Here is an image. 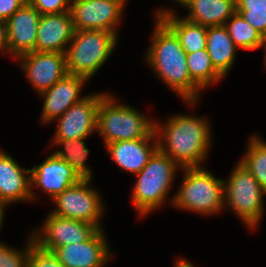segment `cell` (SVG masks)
Instances as JSON below:
<instances>
[{
    "label": "cell",
    "instance_id": "6da1fadb",
    "mask_svg": "<svg viewBox=\"0 0 266 267\" xmlns=\"http://www.w3.org/2000/svg\"><path fill=\"white\" fill-rule=\"evenodd\" d=\"M147 61L158 76L189 104L196 103L201 88L191 79L186 52L177 35L161 20L155 24Z\"/></svg>",
    "mask_w": 266,
    "mask_h": 267
},
{
    "label": "cell",
    "instance_id": "7a4b0ae2",
    "mask_svg": "<svg viewBox=\"0 0 266 267\" xmlns=\"http://www.w3.org/2000/svg\"><path fill=\"white\" fill-rule=\"evenodd\" d=\"M209 130L205 119L191 115L171 117L164 128L155 123L158 149L181 168L200 167L211 142Z\"/></svg>",
    "mask_w": 266,
    "mask_h": 267
},
{
    "label": "cell",
    "instance_id": "3957f363",
    "mask_svg": "<svg viewBox=\"0 0 266 267\" xmlns=\"http://www.w3.org/2000/svg\"><path fill=\"white\" fill-rule=\"evenodd\" d=\"M106 94L100 101L96 131L103 135L104 143L148 138L155 131V122L132 107L118 104Z\"/></svg>",
    "mask_w": 266,
    "mask_h": 267
},
{
    "label": "cell",
    "instance_id": "277c9868",
    "mask_svg": "<svg viewBox=\"0 0 266 267\" xmlns=\"http://www.w3.org/2000/svg\"><path fill=\"white\" fill-rule=\"evenodd\" d=\"M117 42V34L106 30H75L66 50L67 72L89 80L108 60Z\"/></svg>",
    "mask_w": 266,
    "mask_h": 267
},
{
    "label": "cell",
    "instance_id": "5b68a950",
    "mask_svg": "<svg viewBox=\"0 0 266 267\" xmlns=\"http://www.w3.org/2000/svg\"><path fill=\"white\" fill-rule=\"evenodd\" d=\"M185 175L172 204L201 214H216L224 207V180L200 167H185Z\"/></svg>",
    "mask_w": 266,
    "mask_h": 267
},
{
    "label": "cell",
    "instance_id": "8992f818",
    "mask_svg": "<svg viewBox=\"0 0 266 267\" xmlns=\"http://www.w3.org/2000/svg\"><path fill=\"white\" fill-rule=\"evenodd\" d=\"M178 167L177 163L157 149L141 172L136 174L138 180L132 201L141 215L162 205Z\"/></svg>",
    "mask_w": 266,
    "mask_h": 267
},
{
    "label": "cell",
    "instance_id": "52a82bcc",
    "mask_svg": "<svg viewBox=\"0 0 266 267\" xmlns=\"http://www.w3.org/2000/svg\"><path fill=\"white\" fill-rule=\"evenodd\" d=\"M227 181L224 205H229L244 224L255 228L263 214L262 196L266 191L240 162Z\"/></svg>",
    "mask_w": 266,
    "mask_h": 267
},
{
    "label": "cell",
    "instance_id": "ba28073f",
    "mask_svg": "<svg viewBox=\"0 0 266 267\" xmlns=\"http://www.w3.org/2000/svg\"><path fill=\"white\" fill-rule=\"evenodd\" d=\"M91 179H80L66 188L53 200L57 204L52 214L74 220H80L102 229L99 224L103 207L98 192L89 187Z\"/></svg>",
    "mask_w": 266,
    "mask_h": 267
},
{
    "label": "cell",
    "instance_id": "9c48e42d",
    "mask_svg": "<svg viewBox=\"0 0 266 267\" xmlns=\"http://www.w3.org/2000/svg\"><path fill=\"white\" fill-rule=\"evenodd\" d=\"M75 30H106L116 34L124 3L117 0H71Z\"/></svg>",
    "mask_w": 266,
    "mask_h": 267
},
{
    "label": "cell",
    "instance_id": "30bf717a",
    "mask_svg": "<svg viewBox=\"0 0 266 267\" xmlns=\"http://www.w3.org/2000/svg\"><path fill=\"white\" fill-rule=\"evenodd\" d=\"M44 230V231H43ZM99 229L90 223L48 215L42 233L31 236L41 248L53 251L68 244H77L89 240Z\"/></svg>",
    "mask_w": 266,
    "mask_h": 267
},
{
    "label": "cell",
    "instance_id": "8fae6325",
    "mask_svg": "<svg viewBox=\"0 0 266 267\" xmlns=\"http://www.w3.org/2000/svg\"><path fill=\"white\" fill-rule=\"evenodd\" d=\"M106 94H92L72 105L61 117L54 140L87 138L97 127V113Z\"/></svg>",
    "mask_w": 266,
    "mask_h": 267
},
{
    "label": "cell",
    "instance_id": "7c38bea8",
    "mask_svg": "<svg viewBox=\"0 0 266 267\" xmlns=\"http://www.w3.org/2000/svg\"><path fill=\"white\" fill-rule=\"evenodd\" d=\"M17 58L22 61L21 65L28 80L39 93L68 74L65 53L33 51Z\"/></svg>",
    "mask_w": 266,
    "mask_h": 267
},
{
    "label": "cell",
    "instance_id": "4fadbf2b",
    "mask_svg": "<svg viewBox=\"0 0 266 267\" xmlns=\"http://www.w3.org/2000/svg\"><path fill=\"white\" fill-rule=\"evenodd\" d=\"M41 13L29 2L19 8L7 21L8 52L16 58L35 51Z\"/></svg>",
    "mask_w": 266,
    "mask_h": 267
},
{
    "label": "cell",
    "instance_id": "5bb4252c",
    "mask_svg": "<svg viewBox=\"0 0 266 267\" xmlns=\"http://www.w3.org/2000/svg\"><path fill=\"white\" fill-rule=\"evenodd\" d=\"M108 248L99 229L89 240L58 247L53 253L64 267H103L110 257Z\"/></svg>",
    "mask_w": 266,
    "mask_h": 267
},
{
    "label": "cell",
    "instance_id": "9a60e30c",
    "mask_svg": "<svg viewBox=\"0 0 266 267\" xmlns=\"http://www.w3.org/2000/svg\"><path fill=\"white\" fill-rule=\"evenodd\" d=\"M86 80L88 79L83 76L68 73L52 87L39 93L44 97L41 114L43 122L61 117L72 105L83 100L85 97L79 95Z\"/></svg>",
    "mask_w": 266,
    "mask_h": 267
},
{
    "label": "cell",
    "instance_id": "2e32d148",
    "mask_svg": "<svg viewBox=\"0 0 266 267\" xmlns=\"http://www.w3.org/2000/svg\"><path fill=\"white\" fill-rule=\"evenodd\" d=\"M80 179L70 165L55 153L51 154L39 166L30 169L31 184L43 188L52 199L66 188L76 184Z\"/></svg>",
    "mask_w": 266,
    "mask_h": 267
},
{
    "label": "cell",
    "instance_id": "e0dca14e",
    "mask_svg": "<svg viewBox=\"0 0 266 267\" xmlns=\"http://www.w3.org/2000/svg\"><path fill=\"white\" fill-rule=\"evenodd\" d=\"M75 32L70 11L41 15L35 51L66 53Z\"/></svg>",
    "mask_w": 266,
    "mask_h": 267
},
{
    "label": "cell",
    "instance_id": "ac0fdd59",
    "mask_svg": "<svg viewBox=\"0 0 266 267\" xmlns=\"http://www.w3.org/2000/svg\"><path fill=\"white\" fill-rule=\"evenodd\" d=\"M17 162L4 151L0 150V201L6 205L15 201L31 200L34 196L31 190L30 175L26 178L25 172Z\"/></svg>",
    "mask_w": 266,
    "mask_h": 267
},
{
    "label": "cell",
    "instance_id": "d6986e66",
    "mask_svg": "<svg viewBox=\"0 0 266 267\" xmlns=\"http://www.w3.org/2000/svg\"><path fill=\"white\" fill-rule=\"evenodd\" d=\"M149 140H156L152 147L149 146ZM106 146L109 154L118 166L131 173L138 174L158 149V141L154 131L148 138L116 141L106 144Z\"/></svg>",
    "mask_w": 266,
    "mask_h": 267
},
{
    "label": "cell",
    "instance_id": "ffe728a7",
    "mask_svg": "<svg viewBox=\"0 0 266 267\" xmlns=\"http://www.w3.org/2000/svg\"><path fill=\"white\" fill-rule=\"evenodd\" d=\"M185 19L206 27L223 26L237 12L236 0H190Z\"/></svg>",
    "mask_w": 266,
    "mask_h": 267
},
{
    "label": "cell",
    "instance_id": "44dd1931",
    "mask_svg": "<svg viewBox=\"0 0 266 267\" xmlns=\"http://www.w3.org/2000/svg\"><path fill=\"white\" fill-rule=\"evenodd\" d=\"M157 19H161L178 37L180 45L186 53L206 49L207 27L193 23L185 18H177L168 10L159 11Z\"/></svg>",
    "mask_w": 266,
    "mask_h": 267
},
{
    "label": "cell",
    "instance_id": "7402d4cb",
    "mask_svg": "<svg viewBox=\"0 0 266 267\" xmlns=\"http://www.w3.org/2000/svg\"><path fill=\"white\" fill-rule=\"evenodd\" d=\"M237 48L224 25L207 27L206 50L214 68L222 76L232 67Z\"/></svg>",
    "mask_w": 266,
    "mask_h": 267
},
{
    "label": "cell",
    "instance_id": "603a6c76",
    "mask_svg": "<svg viewBox=\"0 0 266 267\" xmlns=\"http://www.w3.org/2000/svg\"><path fill=\"white\" fill-rule=\"evenodd\" d=\"M84 139L83 137L73 140H53V143L64 146L62 151H56L55 154L66 161L81 179H91V170L85 163L89 150L85 146Z\"/></svg>",
    "mask_w": 266,
    "mask_h": 267
},
{
    "label": "cell",
    "instance_id": "cb8c5ba5",
    "mask_svg": "<svg viewBox=\"0 0 266 267\" xmlns=\"http://www.w3.org/2000/svg\"><path fill=\"white\" fill-rule=\"evenodd\" d=\"M187 67L191 79L202 89L210 83L222 79V75L214 68L206 49L186 53Z\"/></svg>",
    "mask_w": 266,
    "mask_h": 267
},
{
    "label": "cell",
    "instance_id": "d4e9b609",
    "mask_svg": "<svg viewBox=\"0 0 266 267\" xmlns=\"http://www.w3.org/2000/svg\"><path fill=\"white\" fill-rule=\"evenodd\" d=\"M230 20V22H229ZM225 27L238 48L254 50L260 48L263 35L251 26L239 13H235Z\"/></svg>",
    "mask_w": 266,
    "mask_h": 267
},
{
    "label": "cell",
    "instance_id": "484cf974",
    "mask_svg": "<svg viewBox=\"0 0 266 267\" xmlns=\"http://www.w3.org/2000/svg\"><path fill=\"white\" fill-rule=\"evenodd\" d=\"M240 163L266 191V142L261 141L257 136L252 137L247 153Z\"/></svg>",
    "mask_w": 266,
    "mask_h": 267
},
{
    "label": "cell",
    "instance_id": "4316f807",
    "mask_svg": "<svg viewBox=\"0 0 266 267\" xmlns=\"http://www.w3.org/2000/svg\"><path fill=\"white\" fill-rule=\"evenodd\" d=\"M27 267H64L53 251L41 248L34 241L29 245Z\"/></svg>",
    "mask_w": 266,
    "mask_h": 267
},
{
    "label": "cell",
    "instance_id": "83f0119b",
    "mask_svg": "<svg viewBox=\"0 0 266 267\" xmlns=\"http://www.w3.org/2000/svg\"><path fill=\"white\" fill-rule=\"evenodd\" d=\"M33 241L32 237L23 252L11 249L0 243V267H27L29 245Z\"/></svg>",
    "mask_w": 266,
    "mask_h": 267
},
{
    "label": "cell",
    "instance_id": "f1b7e54d",
    "mask_svg": "<svg viewBox=\"0 0 266 267\" xmlns=\"http://www.w3.org/2000/svg\"><path fill=\"white\" fill-rule=\"evenodd\" d=\"M70 1L71 0H28L41 15L70 11Z\"/></svg>",
    "mask_w": 266,
    "mask_h": 267
},
{
    "label": "cell",
    "instance_id": "f546056e",
    "mask_svg": "<svg viewBox=\"0 0 266 267\" xmlns=\"http://www.w3.org/2000/svg\"><path fill=\"white\" fill-rule=\"evenodd\" d=\"M237 13L258 30V32L262 35H266V8L237 9Z\"/></svg>",
    "mask_w": 266,
    "mask_h": 267
},
{
    "label": "cell",
    "instance_id": "4dcf8cb0",
    "mask_svg": "<svg viewBox=\"0 0 266 267\" xmlns=\"http://www.w3.org/2000/svg\"><path fill=\"white\" fill-rule=\"evenodd\" d=\"M28 0H0V19L7 21Z\"/></svg>",
    "mask_w": 266,
    "mask_h": 267
},
{
    "label": "cell",
    "instance_id": "1f68e13d",
    "mask_svg": "<svg viewBox=\"0 0 266 267\" xmlns=\"http://www.w3.org/2000/svg\"><path fill=\"white\" fill-rule=\"evenodd\" d=\"M237 9L266 8V0H236Z\"/></svg>",
    "mask_w": 266,
    "mask_h": 267
},
{
    "label": "cell",
    "instance_id": "d6a6232c",
    "mask_svg": "<svg viewBox=\"0 0 266 267\" xmlns=\"http://www.w3.org/2000/svg\"><path fill=\"white\" fill-rule=\"evenodd\" d=\"M0 50L8 52L7 24L0 19Z\"/></svg>",
    "mask_w": 266,
    "mask_h": 267
},
{
    "label": "cell",
    "instance_id": "836d02e7",
    "mask_svg": "<svg viewBox=\"0 0 266 267\" xmlns=\"http://www.w3.org/2000/svg\"><path fill=\"white\" fill-rule=\"evenodd\" d=\"M176 263L177 264H175V267H194L189 261L184 259H179Z\"/></svg>",
    "mask_w": 266,
    "mask_h": 267
},
{
    "label": "cell",
    "instance_id": "e575fe53",
    "mask_svg": "<svg viewBox=\"0 0 266 267\" xmlns=\"http://www.w3.org/2000/svg\"><path fill=\"white\" fill-rule=\"evenodd\" d=\"M5 205H6L5 203L0 201V229H1L2 223H3V215H4L3 209H4Z\"/></svg>",
    "mask_w": 266,
    "mask_h": 267
},
{
    "label": "cell",
    "instance_id": "d590c367",
    "mask_svg": "<svg viewBox=\"0 0 266 267\" xmlns=\"http://www.w3.org/2000/svg\"><path fill=\"white\" fill-rule=\"evenodd\" d=\"M262 46L266 47V35H263V37H262V41H261L260 47H262ZM265 66H266V55H265Z\"/></svg>",
    "mask_w": 266,
    "mask_h": 267
},
{
    "label": "cell",
    "instance_id": "8d00e7d4",
    "mask_svg": "<svg viewBox=\"0 0 266 267\" xmlns=\"http://www.w3.org/2000/svg\"><path fill=\"white\" fill-rule=\"evenodd\" d=\"M176 1L185 7L189 3L190 0H176Z\"/></svg>",
    "mask_w": 266,
    "mask_h": 267
},
{
    "label": "cell",
    "instance_id": "74e56055",
    "mask_svg": "<svg viewBox=\"0 0 266 267\" xmlns=\"http://www.w3.org/2000/svg\"><path fill=\"white\" fill-rule=\"evenodd\" d=\"M101 1H104V0H101ZM117 1H120V2H125L126 0H117Z\"/></svg>",
    "mask_w": 266,
    "mask_h": 267
}]
</instances>
